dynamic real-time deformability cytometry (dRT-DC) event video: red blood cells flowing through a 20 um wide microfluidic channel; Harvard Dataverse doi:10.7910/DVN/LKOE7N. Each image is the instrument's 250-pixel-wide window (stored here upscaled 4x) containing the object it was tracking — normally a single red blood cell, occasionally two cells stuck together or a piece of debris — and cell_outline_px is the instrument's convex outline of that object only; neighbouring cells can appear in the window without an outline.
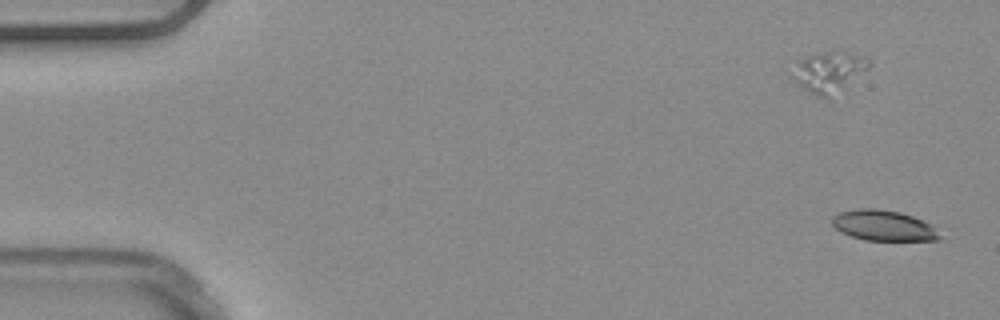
{"species": "common noctule bat (a hibernating species)", "species_latin": "Nyctalus noctula", "temperature_condition": "warm", "stored_images_in_passage": 50, "camera_frame_rate_fps": 3000, "um_per_image_px": 0.085, "animal": {"sex": "male", "body_mass_g": 20.4}, "frame": {"image": 1, "passage_image": 1, "time_ms": 0.0, "image_size_px": [1000, 320], "cell_outline_px": [[940, 240], [864, 240], [840, 232], [832, 224], [832, 216], [840, 212], [860, 208], [876, 208], [900, 212], [924, 220], [932, 224], [940, 236]], "centroid_in_image_um": [75.09, 19.16], "position_along_channel_um": 9.9, "area_um2": 19.13}}
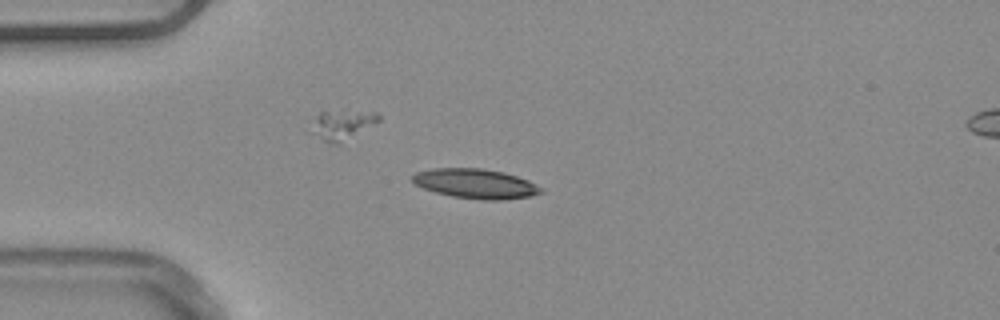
{"frame": {"image": 2, "passage_image": 13, "time_ms": 4.0, "image_size_px": [1000, 320], "cell_outline_px": [[544, 192], [528, 196], [504, 200], [484, 200], [452, 196], [436, 192], [424, 188], [416, 184], [412, 180], [412, 176], [416, 172], [432, 168], [480, 168], [504, 172], [528, 180], [544, 188]], "centroid_in_image_um": [40.45, 15.61], "position_along_channel_um": 44.6, "area_um2": 22.14}, "authors_computed_cell_mechanics": {"area_um2": 21.6172, "velocity_mm_per_s": 3.9176, "shape_relaxation_time_tau1_ms": null, "shape_relaxation_time_tau2_ms": 7.9569, "deformation_change_tau1": null, "deformation_change_tau2": 0.2013}}